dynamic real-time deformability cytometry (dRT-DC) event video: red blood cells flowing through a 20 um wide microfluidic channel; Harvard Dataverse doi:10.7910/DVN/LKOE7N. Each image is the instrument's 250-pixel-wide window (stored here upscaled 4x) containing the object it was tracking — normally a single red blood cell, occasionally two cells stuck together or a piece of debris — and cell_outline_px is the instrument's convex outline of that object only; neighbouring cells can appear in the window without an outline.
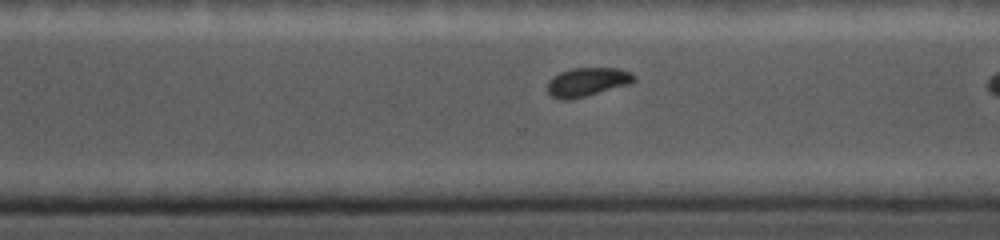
{"species": "common noctule bat (a hibernating species)", "species_latin": "Nyctalus noctula", "temperature_condition": "cold", "stored_images_in_passage": 22, "camera_frame_rate_fps": 5000, "um_per_image_px": 0.085, "animal": {"sex": "female", "body_mass_g": 19.0, "forearm_length_mm": 56.7}, "frame": {"image": 1, "passage_image": 16, "time_ms": 7.0, "image_size_px": [1000, 240], "cell_outline_px": [[636, 80], [628, 84], [584, 96], [568, 100], [560, 100], [552, 96], [548, 92], [548, 80], [552, 76], [560, 72], [572, 68], [620, 68], [636, 76]], "centroid_in_image_um": [49.88, 6.95], "position_along_channel_um": 320.7, "area_um2": 14.33}}
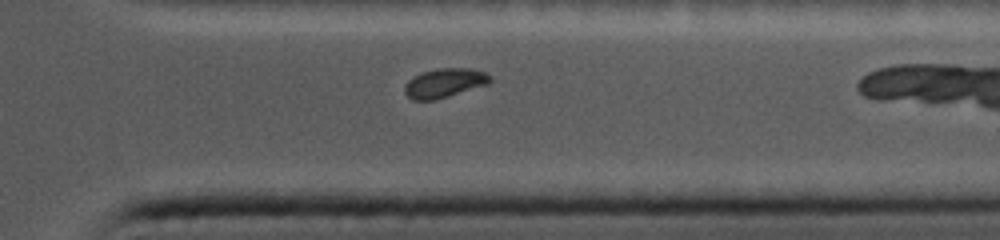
{"frame": {"image": 2, "passage_image": 19, "time_ms": 8.4, "image_size_px": [1000, 240], "cell_outline_px": [[492, 80], [488, 84], [436, 100], [412, 100], [404, 92], [404, 84], [412, 76], [436, 68], [472, 68], [484, 72], [492, 76]], "centroid_in_image_um": [37.78, 7.05], "position_along_channel_um": 373.6, "area_um2": 14.68}}